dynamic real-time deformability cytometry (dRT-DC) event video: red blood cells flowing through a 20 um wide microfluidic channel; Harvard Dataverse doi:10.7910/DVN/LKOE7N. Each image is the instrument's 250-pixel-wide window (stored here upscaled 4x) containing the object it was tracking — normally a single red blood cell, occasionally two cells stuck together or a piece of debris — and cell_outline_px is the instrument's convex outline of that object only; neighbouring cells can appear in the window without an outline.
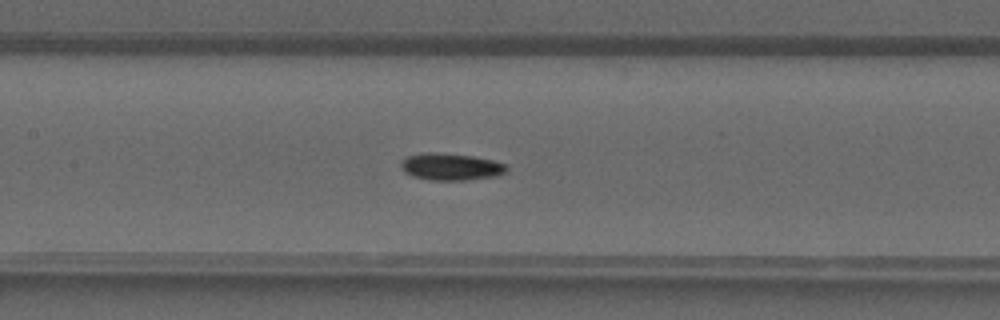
{"species": "common noctule bat (a hibernating species)", "species_latin": "Nyctalus noctula", "temperature_condition": "warm", "stored_images_in_passage": 42, "segment_of_instrument_passage": [1, 2], "camera_frame_rate_fps": 3000, "um_per_image_px": 0.085, "animal": {"sex": "male", "forearm_length_mm": 52.5}, "frame": {"image": 1, "passage_image": 20, "time_ms": 6.333, "image_size_px": [1000, 320], "cell_outline_px": [[508, 168], [504, 172], [496, 176], [464, 180], [428, 180], [412, 176], [404, 172], [400, 168], [400, 160], [408, 156], [424, 152], [436, 152], [472, 156], [492, 160], [508, 164]], "centroid_in_image_um": [38.28, 14.17], "position_along_channel_um": 169.1, "area_um2": 16.76}}
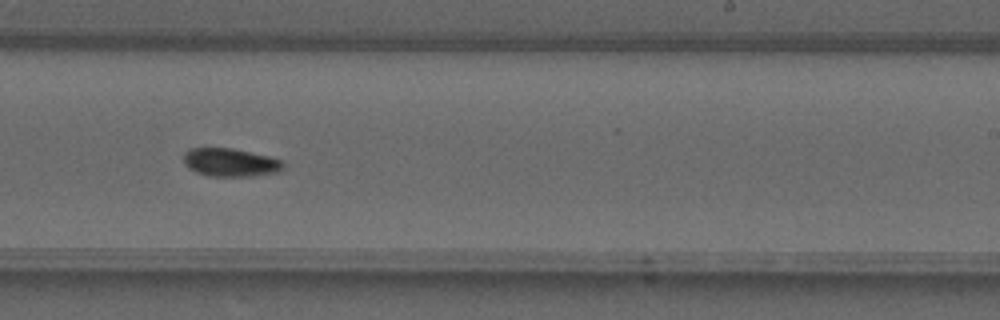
{"frame": {"image": 2, "passage_image": 26, "time_ms": 8.333, "image_size_px": [1000, 320], "cell_outline_px": [[284, 168], [280, 172], [252, 176], [208, 176], [196, 172], [188, 168], [184, 164], [184, 152], [192, 148], [232, 148], [268, 156], [280, 160], [284, 164]], "centroid_in_image_um": [19.58, 13.81], "position_along_channel_um": 269.4, "area_um2": 16.42}}
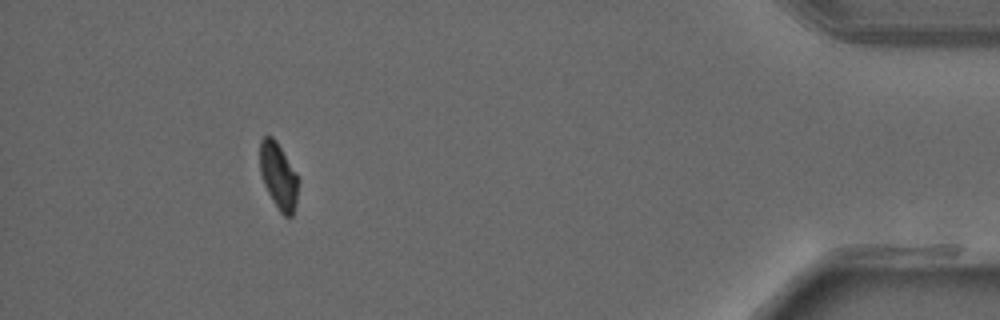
{"frame": {"image": 3, "passage_image": 38, "time_ms": 12.333, "image_size_px": [1000, 320], "cell_outline_px": [[300, 180], [296, 200], [292, 216], [284, 216], [280, 212], [268, 192], [264, 184], [260, 172], [260, 140], [264, 136], [272, 136], [276, 140], [296, 172]], "centroid_in_image_um": [23.68, 14.93], "position_along_channel_um": 411.5, "area_um2": 14.8}}